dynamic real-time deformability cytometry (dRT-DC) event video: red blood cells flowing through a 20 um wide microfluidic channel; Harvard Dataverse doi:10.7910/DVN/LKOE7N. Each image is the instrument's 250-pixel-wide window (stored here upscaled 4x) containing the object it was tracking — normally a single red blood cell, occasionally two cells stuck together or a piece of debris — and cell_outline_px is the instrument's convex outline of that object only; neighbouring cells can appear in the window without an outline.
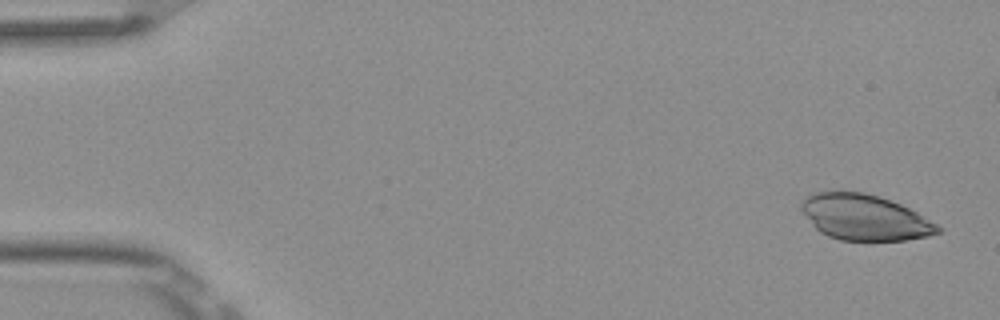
{"species": "Egyptian fruit bat (a non-hibernating species)", "species_latin": "Rousettus aegyptiacus", "temperature_condition": "room temperature", "stored_images_in_passage": 5, "camera_frame_rate_fps": 3000, "um_per_image_px": 0.085, "frame": {"image": 1, "passage_image": 1, "time_ms": 0.0, "image_size_px": [1000, 320], "cell_outline_px": [[944, 228], [940, 232], [928, 236], [904, 240], [840, 240], [828, 236], [820, 232], [812, 224], [800, 208], [800, 204], [812, 192], [864, 192], [880, 196], [900, 204], [916, 212]], "centroid_in_image_um": [73.51, 18.48], "position_along_channel_um": 11.5, "area_um2": 36.07}}